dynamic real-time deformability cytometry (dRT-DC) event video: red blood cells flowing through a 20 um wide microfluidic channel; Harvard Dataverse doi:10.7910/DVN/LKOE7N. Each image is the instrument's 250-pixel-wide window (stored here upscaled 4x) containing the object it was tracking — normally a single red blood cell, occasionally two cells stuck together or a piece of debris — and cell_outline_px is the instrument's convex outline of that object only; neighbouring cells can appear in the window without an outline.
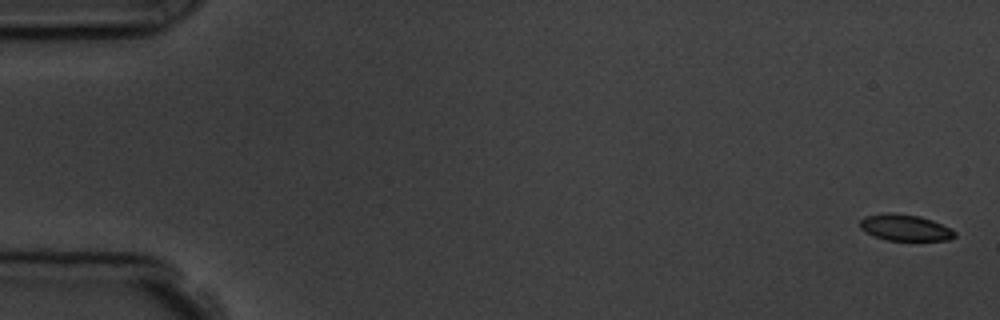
{"species": "common noctule bat (a hibernating species)", "species_latin": "Nyctalus noctula", "temperature_condition": "room temperature", "stored_images_in_passage": 6, "camera_frame_rate_fps": 3000, "um_per_image_px": 0.085, "animal": {"sex": "male", "body_mass_g": 19.5, "forearm_length_mm": 54.6}, "frame": {"image": 1, "passage_image": 1, "time_ms": 0.0, "image_size_px": [1000, 320], "cell_outline_px": [[956, 236], [948, 240], [888, 240], [872, 236], [864, 232], [860, 228], [860, 220], [864, 216], [888, 212], [892, 212], [920, 216], [932, 220], [956, 232]], "centroid_in_image_um": [76.87, 19.34], "position_along_channel_um": 8.1, "area_um2": 14.57}}
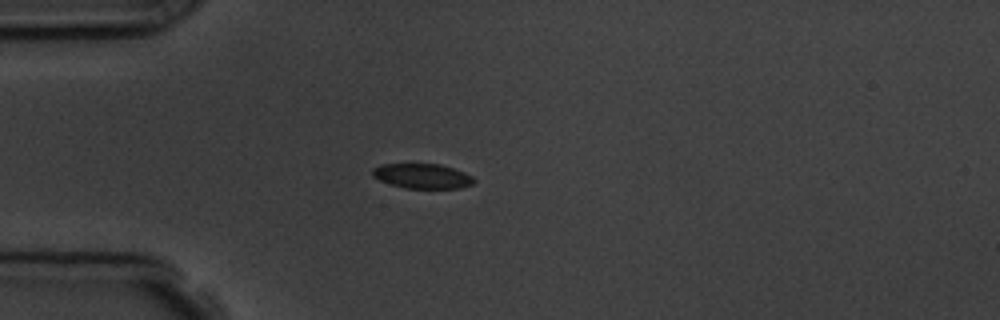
{"frame": {"image": 2, "passage_image": 5, "time_ms": 4.667, "image_size_px": [1000, 320], "cell_outline_px": [[476, 180], [472, 184], [460, 188], [404, 188], [380, 180], [372, 176], [372, 168], [380, 164], [440, 164], [464, 172], [472, 176]], "centroid_in_image_um": [35.89, 14.96], "position_along_channel_um": 49.1, "area_um2": 14.62}}